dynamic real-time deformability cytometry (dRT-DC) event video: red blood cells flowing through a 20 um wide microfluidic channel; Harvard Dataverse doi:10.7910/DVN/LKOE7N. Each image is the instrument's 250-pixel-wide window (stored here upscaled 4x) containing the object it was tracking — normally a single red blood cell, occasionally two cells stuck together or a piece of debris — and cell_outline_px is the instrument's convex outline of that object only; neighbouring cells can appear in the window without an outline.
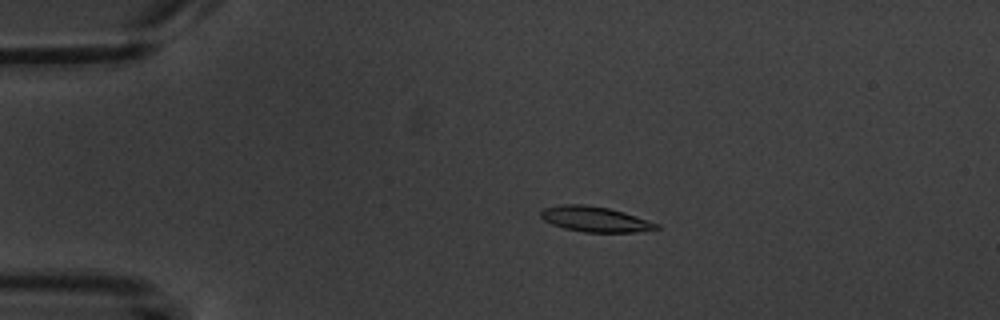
{"species": "common noctule bat (a hibernating species)", "species_latin": "Nyctalus noctula", "temperature_condition": "warm", "stored_images_in_passage": 5, "camera_frame_rate_fps": 3000, "um_per_image_px": 0.085, "animal": {"sex": "male", "body_mass_g": 20.1, "forearm_length_mm": 53.5}, "frame": {"image": 1, "passage_image": 3, "time_ms": 3.333, "image_size_px": [1000, 320], "cell_outline_px": [[660, 228], [636, 232], [584, 232], [564, 228], [552, 224], [544, 220], [540, 216], [540, 212], [544, 208], [560, 204], [584, 204], [608, 208], [624, 212], [660, 224]], "centroid_in_image_um": [50.57, 18.62], "position_along_channel_um": 34.4, "area_um2": 17.05}}
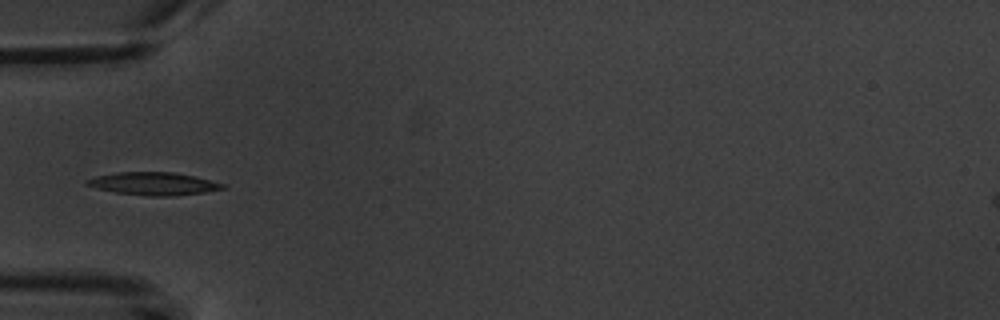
{"frame": {"image": 2, "passage_image": 5, "time_ms": 5.667, "image_size_px": [1000, 320], "cell_outline_px": [[228, 188], [204, 192], [172, 196], [148, 196], [116, 192], [96, 188], [84, 184], [84, 180], [96, 176], [116, 172], [172, 172], [196, 176], [228, 184]], "centroid_in_image_um": [13.1, 15.61], "position_along_channel_um": 71.9, "area_um2": 18.26}}